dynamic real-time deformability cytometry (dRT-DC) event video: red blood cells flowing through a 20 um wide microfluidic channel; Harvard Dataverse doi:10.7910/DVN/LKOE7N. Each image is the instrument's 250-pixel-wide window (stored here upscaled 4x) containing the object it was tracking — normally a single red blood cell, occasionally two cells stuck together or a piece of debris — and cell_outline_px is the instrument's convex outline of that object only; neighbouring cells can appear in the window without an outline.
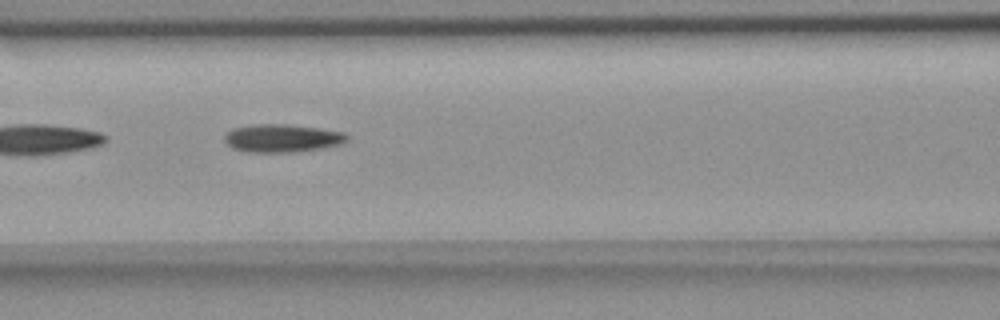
{"species": "common noctule bat (a hibernating species)", "species_latin": "Nyctalus noctula", "temperature_condition": "room temperature", "stored_images_in_passage": 9, "camera_frame_rate_fps": 3000, "um_per_image_px": 0.085, "animal": {"sex": "female", "body_mass_g": 18.4}, "frame": {"image": 1, "passage_image": 7, "time_ms": 2.0, "image_size_px": [1000, 320], "cell_outline_px": [[348, 140], [340, 144], [320, 148], [296, 152], [252, 152], [232, 148], [224, 140], [224, 136], [232, 128], [252, 124], [284, 124], [316, 128], [344, 132], [348, 136]], "centroid_in_image_um": [23.96, 11.74], "position_along_channel_um": 142.6, "area_um2": 19.83}}